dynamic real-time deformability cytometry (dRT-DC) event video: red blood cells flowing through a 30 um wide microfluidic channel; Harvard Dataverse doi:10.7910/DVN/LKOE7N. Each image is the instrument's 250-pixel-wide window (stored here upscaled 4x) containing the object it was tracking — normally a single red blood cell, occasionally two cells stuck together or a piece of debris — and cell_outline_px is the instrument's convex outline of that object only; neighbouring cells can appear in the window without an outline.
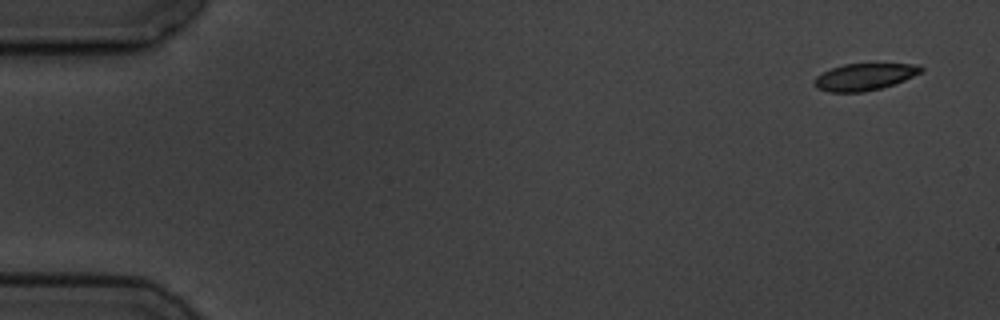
{"species": "common noctule bat (a hibernating species)", "species_latin": "Nyctalus noctula", "temperature_condition": "cold", "stored_images_in_passage": 4, "camera_frame_rate_fps": 3000, "um_per_image_px": 0.085, "animal": {"sex": "male", "body_mass_g": 19.5, "forearm_length_mm": 54.6}, "frame": {"image": 1, "passage_image": 1, "time_ms": 0.0, "image_size_px": [1000, 320], "cell_outline_px": [[924, 68], [920, 72], [904, 80], [880, 88], [864, 92], [828, 92], [816, 88], [812, 84], [812, 80], [816, 76], [832, 68], [844, 64], [920, 64]], "centroid_in_image_um": [73.42, 6.54], "position_along_channel_um": 11.6, "area_um2": 16.65}}
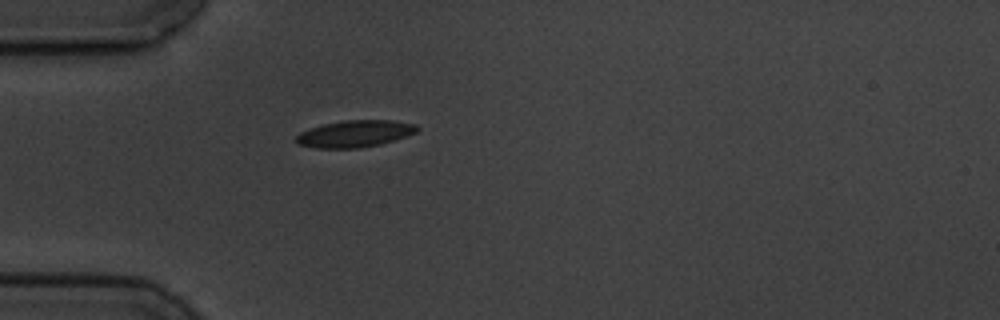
{"frame": {"image": 2, "passage_image": 4, "time_ms": 4.667, "image_size_px": [1000, 320], "cell_outline_px": [[420, 128], [416, 132], [380, 144], [360, 148], [316, 148], [300, 144], [296, 140], [296, 136], [300, 132], [324, 124], [344, 120], [392, 120], [416, 124]], "centroid_in_image_um": [30.18, 11.36], "position_along_channel_um": 54.8, "area_um2": 18.67}}